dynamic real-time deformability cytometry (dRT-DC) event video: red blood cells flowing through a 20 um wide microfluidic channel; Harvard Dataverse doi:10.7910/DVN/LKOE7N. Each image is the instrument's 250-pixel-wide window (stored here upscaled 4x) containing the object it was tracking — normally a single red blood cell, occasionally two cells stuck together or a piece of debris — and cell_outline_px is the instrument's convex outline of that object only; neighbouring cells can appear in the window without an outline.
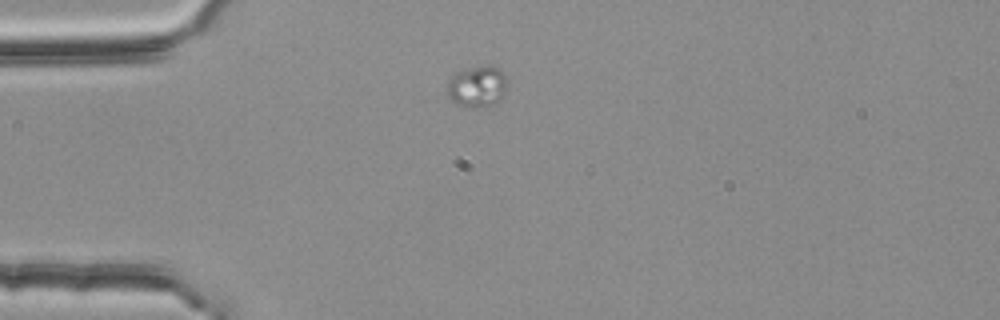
{"species": "common noctule bat (a hibernating species)", "species_latin": "Nyctalus noctula", "temperature_condition": "room temperature", "stored_images_in_passage": 2, "camera_frame_rate_fps": 3000, "um_per_image_px": 0.085, "animal": {"sex": "female", "body_mass_g": 25.1}, "frame": {"image": 1, "passage_image": 1, "time_ms": 0.0, "image_size_px": [1000, 320], "cell_outline_px": [[508, 84], [504, 96], [500, 100], [492, 104], [456, 104], [444, 92], [444, 84], [452, 72], [488, 64], [500, 68], [504, 72], [508, 80]], "centroid_in_image_um": [40.53, 7.26], "position_along_channel_um": 44.5, "area_um2": 14.74}}